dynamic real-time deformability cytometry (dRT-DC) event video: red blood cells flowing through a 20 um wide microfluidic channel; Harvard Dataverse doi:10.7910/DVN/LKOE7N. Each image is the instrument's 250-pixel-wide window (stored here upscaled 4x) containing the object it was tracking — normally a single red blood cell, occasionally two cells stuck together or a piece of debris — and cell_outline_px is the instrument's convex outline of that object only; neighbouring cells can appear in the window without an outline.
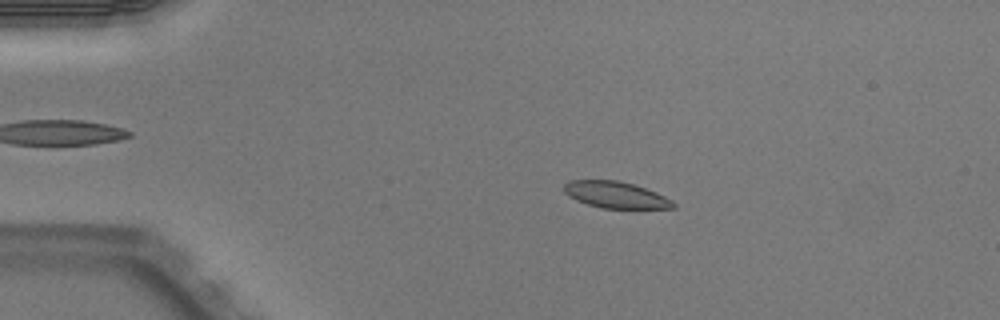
{"species": "Egyptian fruit bat (a non-hibernating species)", "species_latin": "Rousettus aegyptiacus", "temperature_condition": "warm", "stored_images_in_passage": 42, "camera_frame_rate_fps": 3000, "um_per_image_px": 0.085, "animal": {"sex": "male"}, "frame": {"image": 1, "passage_image": 1, "time_ms": 0.0, "image_size_px": [1000, 320], "cell_outline_px": [[676, 208], [600, 208], [576, 200], [568, 196], [564, 192], [564, 184], [568, 180], [620, 180], [656, 192], [672, 200], [676, 204]], "centroid_in_image_um": [52.31, 16.56], "position_along_channel_um": 32.7, "area_um2": 16.88}}
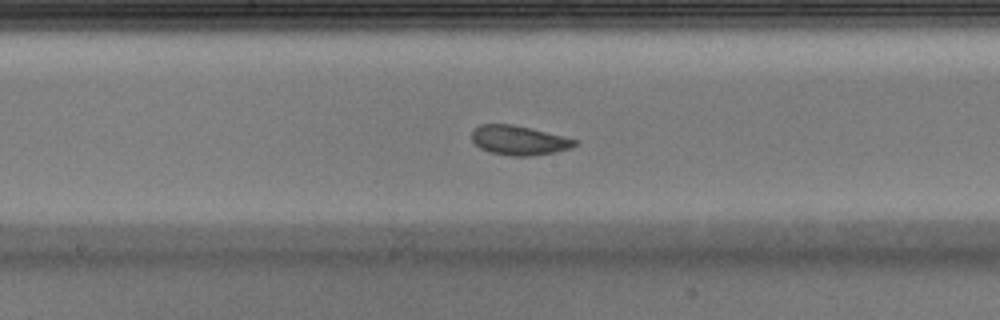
{"frame": {"image": 2, "passage_image": 18, "time_ms": 5.667, "image_size_px": [1000, 320], "cell_outline_px": [[576, 144], [572, 148], [556, 152], [532, 156], [512, 156], [488, 152], [480, 148], [472, 140], [472, 132], [480, 124], [512, 124], [532, 128], [564, 136], [576, 140]], "centroid_in_image_um": [44.12, 11.93], "position_along_channel_um": 204.1, "area_um2": 17.74}}
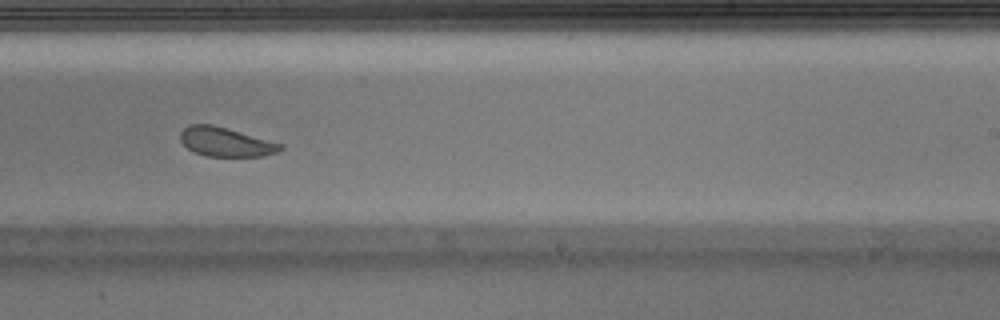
{"frame": {"image": 3, "passage_image": 23, "time_ms": 7.333, "image_size_px": [1000, 320], "cell_outline_px": [[284, 148], [276, 152], [264, 156], [208, 156], [196, 152], [188, 148], [180, 140], [180, 132], [188, 124], [212, 124], [284, 144]], "centroid_in_image_um": [19.19, 12.06], "position_along_channel_um": 269.8, "area_um2": 16.88}, "authors_computed_cell_mechanics": {"area_um2": 18.6694, "velocity_mm_per_s": 3.9629, "shape_relaxation_time_tau1_ms": 3.497, "shape_relaxation_time_tau2_ms": 2.3996, "deformation_change_tau1": 0.0909, "deformation_change_tau2": 0.0827}}